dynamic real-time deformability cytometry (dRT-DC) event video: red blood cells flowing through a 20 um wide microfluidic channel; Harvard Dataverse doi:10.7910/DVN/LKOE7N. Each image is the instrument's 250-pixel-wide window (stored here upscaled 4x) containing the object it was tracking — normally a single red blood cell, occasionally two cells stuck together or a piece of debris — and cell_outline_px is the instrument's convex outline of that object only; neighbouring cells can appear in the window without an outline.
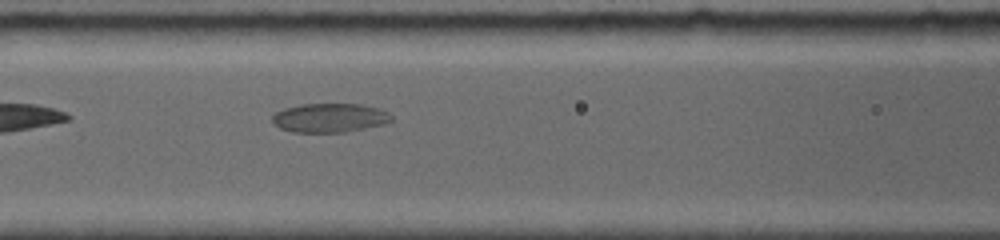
{"species": "common noctule bat (a hibernating species)", "species_latin": "Nyctalus noctula", "temperature_condition": "room temperature", "stored_images_in_passage": 11, "camera_frame_rate_fps": 5000, "um_per_image_px": 0.085, "animal": {"sex": "female", "body_mass_g": 19.0, "forearm_length_mm": 56.7}, "frame": {"image": 1, "passage_image": 4, "time_ms": 1.6, "image_size_px": [1000, 240], "cell_outline_px": [[392, 120], [384, 124], [344, 132], [292, 132], [280, 128], [272, 124], [272, 116], [276, 112], [284, 108], [300, 104], [360, 104], [376, 108], [388, 112], [392, 116]], "centroid_in_image_um": [27.98, 10.01], "position_along_channel_um": 138.6, "area_um2": 20.11}}
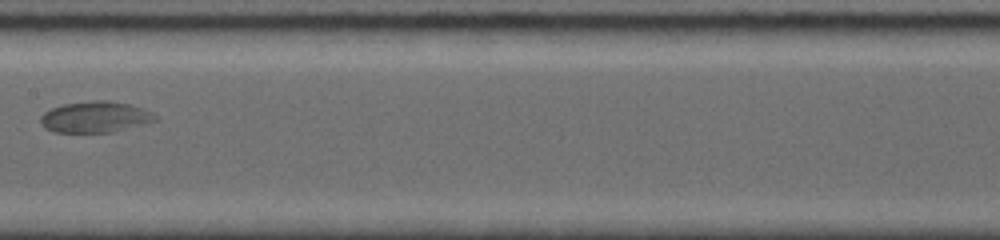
{"frame": {"image": 2, "passage_image": 7, "time_ms": 3.2, "image_size_px": [1000, 240], "cell_outline_px": [[156, 120], [112, 132], [52, 132], [44, 128], [40, 124], [40, 116], [44, 112], [52, 108], [64, 104], [96, 100], [108, 100], [128, 104], [144, 108], [152, 112], [156, 116]], "centroid_in_image_um": [8.05, 9.94], "position_along_channel_um": 199.4, "area_um2": 20.69}}